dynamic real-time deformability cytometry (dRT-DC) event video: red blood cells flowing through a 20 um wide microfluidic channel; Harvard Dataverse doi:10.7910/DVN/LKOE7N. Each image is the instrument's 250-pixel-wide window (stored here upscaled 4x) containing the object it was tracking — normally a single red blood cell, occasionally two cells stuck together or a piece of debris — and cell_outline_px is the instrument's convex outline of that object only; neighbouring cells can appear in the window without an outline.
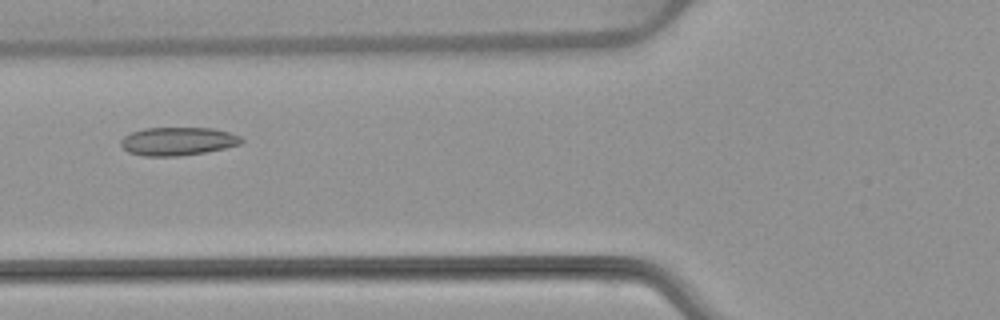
{"species": "common noctule bat (a hibernating species)", "species_latin": "Nyctalus noctula", "temperature_condition": "warm", "stored_images_in_passage": 53, "camera_frame_rate_fps": 3000, "um_per_image_px": 0.085, "animal": {"sex": "female", "body_mass_g": 22.7, "forearm_length_mm": 54.2}, "frame": {"image": 1, "passage_image": 20, "time_ms": 6.333, "image_size_px": [1000, 320], "cell_outline_px": [[244, 140], [240, 144], [224, 148], [204, 152], [180, 156], [144, 156], [128, 152], [120, 144], [120, 140], [124, 136], [132, 132], [144, 128], [212, 128], [228, 132], [240, 136]], "centroid_in_image_um": [15.09, 12.01], "position_along_channel_um": 110.7, "area_um2": 19.77}}
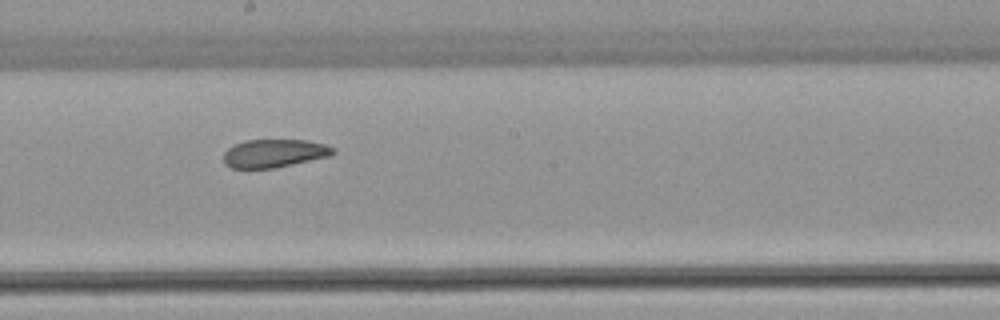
{"frame": {"image": 2, "passage_image": 29, "time_ms": 9.333, "image_size_px": [1000, 320], "cell_outline_px": [[336, 152], [328, 156], [276, 168], [232, 168], [224, 164], [224, 152], [228, 148], [244, 140], [304, 140], [324, 144], [332, 148]], "centroid_in_image_um": [23.27, 13.03], "position_along_channel_um": 224.9, "area_um2": 17.8}}
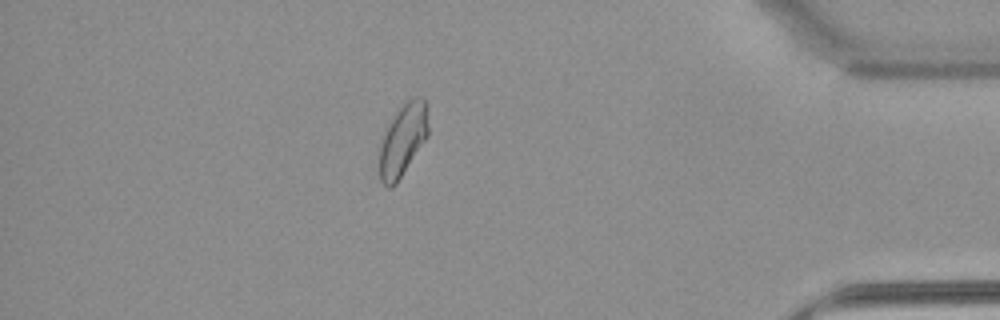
{"frame": {"image": 3, "passage_image": 46, "time_ms": 15.0, "image_size_px": [1000, 320], "cell_outline_px": [[428, 136], [396, 184], [392, 188], [388, 188], [380, 180], [380, 144], [384, 132], [392, 116], [412, 96], [420, 96], [428, 104]], "centroid_in_image_um": [34.26, 11.87], "position_along_channel_um": 400.9, "area_um2": 20.63}, "authors_computed_cell_mechanics": {"area_um2": 20.4034, "velocity_mm_per_s": 3.8073, "shape_relaxation_time_tau1_ms": null, "shape_relaxation_time_tau2_ms": 1.7392, "deformation_change_tau1": null, "deformation_change_tau2": 0.0638}}